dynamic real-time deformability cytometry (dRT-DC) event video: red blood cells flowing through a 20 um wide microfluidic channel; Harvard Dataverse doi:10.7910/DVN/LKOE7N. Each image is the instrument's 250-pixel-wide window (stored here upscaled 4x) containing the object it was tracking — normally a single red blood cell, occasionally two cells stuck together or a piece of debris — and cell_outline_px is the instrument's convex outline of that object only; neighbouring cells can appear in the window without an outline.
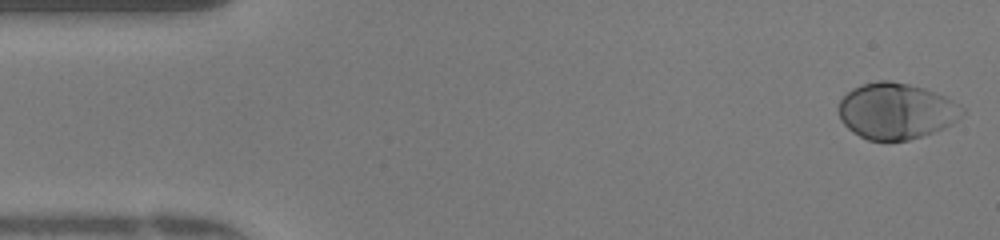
{"species": "human", "species_latin": "Homo sapiens", "temperature_condition": "warm", "stored_images_in_passage": 48, "camera_frame_rate_fps": 3000, "um_per_image_px": 0.085, "donor": {"sex": "female"}, "frame": {"image": 1, "passage_image": 1, "time_ms": 0.0, "image_size_px": [1000, 240], "cell_outline_px": [[964, 112], [952, 124], [932, 132], [908, 140], [868, 140], [852, 132], [840, 120], [836, 108], [840, 100], [852, 88], [860, 84], [880, 80], [888, 80], [908, 84], [924, 88], [944, 96], [960, 104], [964, 108]], "centroid_in_image_um": [76.13, 9.43], "position_along_channel_um": 8.9, "area_um2": 40.4}}
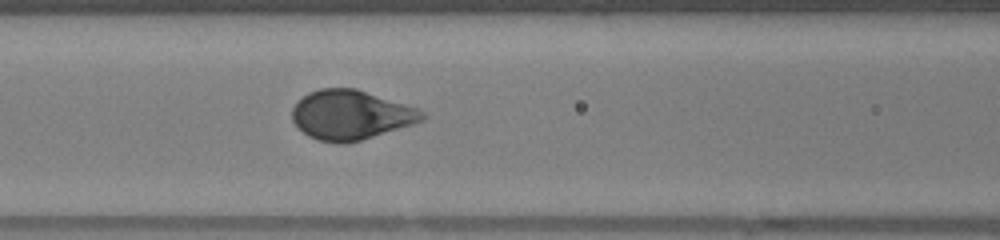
{"frame": {"image": 2, "passage_image": 19, "time_ms": 6.0, "image_size_px": [1000, 240], "cell_outline_px": [[428, 116], [424, 120], [412, 124], [360, 140], [344, 144], [336, 144], [316, 140], [308, 136], [292, 120], [292, 108], [296, 100], [308, 92], [320, 88], [356, 88], [416, 108], [424, 112]], "centroid_in_image_um": [29.77, 9.77], "position_along_channel_um": 136.8, "area_um2": 37.45}}
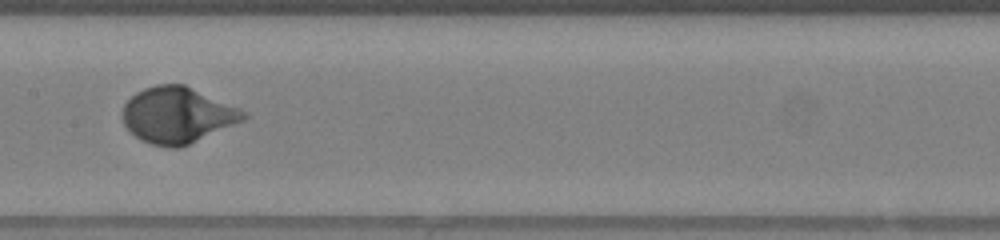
{"frame": {"image": 3, "passage_image": 23, "time_ms": 7.333, "image_size_px": [1000, 240], "cell_outline_px": [[248, 116], [244, 120], [180, 148], [168, 148], [152, 144], [140, 140], [124, 124], [124, 104], [136, 92], [144, 88], [156, 84], [184, 84], [240, 108], [248, 112]], "centroid_in_image_um": [15.1, 9.78], "position_along_channel_um": 192.3, "area_um2": 39.3}, "authors_computed_cell_mechanics": {"area_um2": 37.8301, "velocity_mm_per_s": 4.1708, "shape_relaxation_time_tau1_ms": 2.3524, "shape_relaxation_time_tau2_ms": null, "deformation_change_tau1": 0.1846, "deformation_change_tau2": null}}